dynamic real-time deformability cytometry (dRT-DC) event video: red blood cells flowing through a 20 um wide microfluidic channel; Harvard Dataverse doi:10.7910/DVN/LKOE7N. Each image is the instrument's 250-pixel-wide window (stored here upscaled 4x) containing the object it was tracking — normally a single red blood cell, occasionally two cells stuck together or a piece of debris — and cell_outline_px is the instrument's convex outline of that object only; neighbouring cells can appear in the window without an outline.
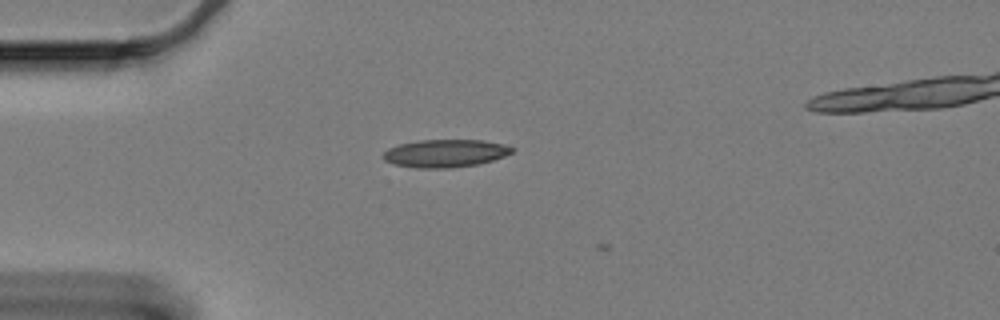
{"species": "Egyptian fruit bat (a non-hibernating species)", "species_latin": "Rousettus aegyptiacus", "temperature_condition": "cold", "stored_images_in_passage": 3, "camera_frame_rate_fps": 3000, "um_per_image_px": 0.085, "animal": {"sex": "female"}, "frame": {"image": 1, "passage_image": 2, "time_ms": 0.333, "image_size_px": [1000, 320], "cell_outline_px": [[516, 148], [512, 152], [504, 156], [492, 160], [476, 164], [448, 168], [416, 168], [396, 164], [384, 160], [384, 152], [388, 148], [400, 144], [420, 140], [484, 140], [504, 144]], "centroid_in_image_um": [37.87, 13.02], "position_along_channel_um": 47.1, "area_um2": 20.69}}